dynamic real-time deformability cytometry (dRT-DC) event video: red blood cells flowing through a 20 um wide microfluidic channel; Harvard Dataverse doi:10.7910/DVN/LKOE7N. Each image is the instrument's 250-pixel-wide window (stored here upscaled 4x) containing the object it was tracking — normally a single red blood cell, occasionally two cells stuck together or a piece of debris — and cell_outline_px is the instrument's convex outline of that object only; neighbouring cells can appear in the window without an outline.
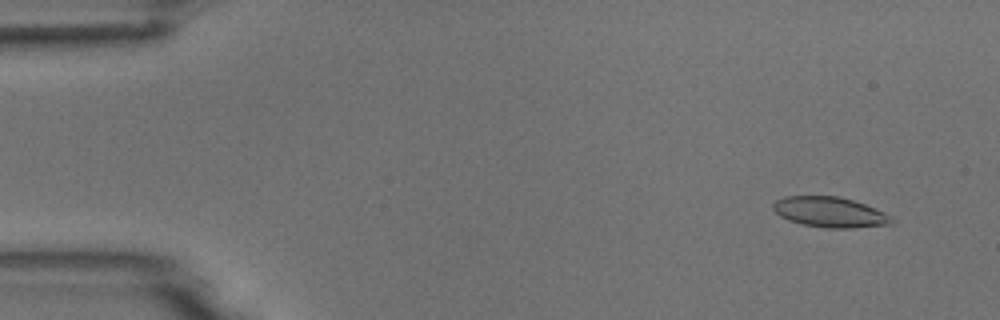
{"species": "common noctule bat (a hibernating species)", "species_latin": "Nyctalus noctula", "temperature_condition": "room temperature", "stored_images_in_passage": 5, "camera_frame_rate_fps": 3000, "um_per_image_px": 0.085, "animal": {"sex": "male", "body_mass_g": 18.8}, "frame": {"image": 1, "passage_image": 2, "time_ms": 1.0, "image_size_px": [1000, 320], "cell_outline_px": [[896, 220], [892, 224], [856, 228], [828, 228], [804, 224], [788, 220], [780, 216], [772, 208], [772, 204], [776, 200], [784, 196], [840, 196], [864, 204], [884, 212], [892, 216]], "centroid_in_image_um": [70.56, 18.03], "position_along_channel_um": 14.4, "area_um2": 21.04}}
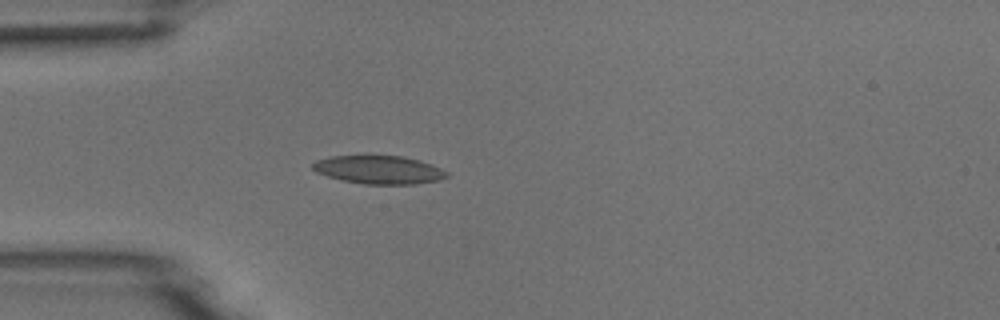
{"frame": {"image": 2, "passage_image": 5, "time_ms": 4.667, "image_size_px": [1000, 320], "cell_outline_px": [[448, 176], [440, 180], [416, 184], [364, 184], [340, 180], [316, 172], [312, 168], [312, 164], [316, 160], [332, 156], [404, 156], [420, 160], [432, 164], [448, 172]], "centroid_in_image_um": [32.23, 14.43], "position_along_channel_um": 52.8, "area_um2": 22.14}}